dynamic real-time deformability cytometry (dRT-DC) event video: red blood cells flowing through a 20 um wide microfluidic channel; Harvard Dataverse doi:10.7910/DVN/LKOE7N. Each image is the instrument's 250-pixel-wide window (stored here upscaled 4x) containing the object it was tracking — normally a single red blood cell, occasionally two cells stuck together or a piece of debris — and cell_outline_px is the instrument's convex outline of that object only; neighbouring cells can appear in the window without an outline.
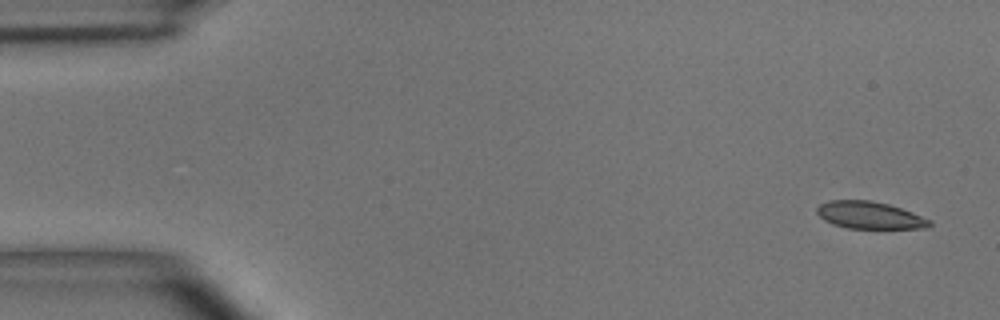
{"species": "common noctule bat (a hibernating species)", "species_latin": "Nyctalus noctula", "temperature_condition": "room temperature", "stored_images_in_passage": 5, "camera_frame_rate_fps": 3000, "um_per_image_px": 0.085, "animal": {"sex": "male", "body_mass_g": 15.6}, "frame": {"image": 1, "passage_image": 1, "time_ms": 0.0, "image_size_px": [1000, 320], "cell_outline_px": [[932, 224], [928, 228], [848, 228], [832, 224], [824, 220], [816, 212], [816, 208], [820, 204], [828, 200], [872, 200], [888, 204], [912, 212], [932, 220]], "centroid_in_image_um": [73.92, 18.29], "position_along_channel_um": 11.1, "area_um2": 17.92}}
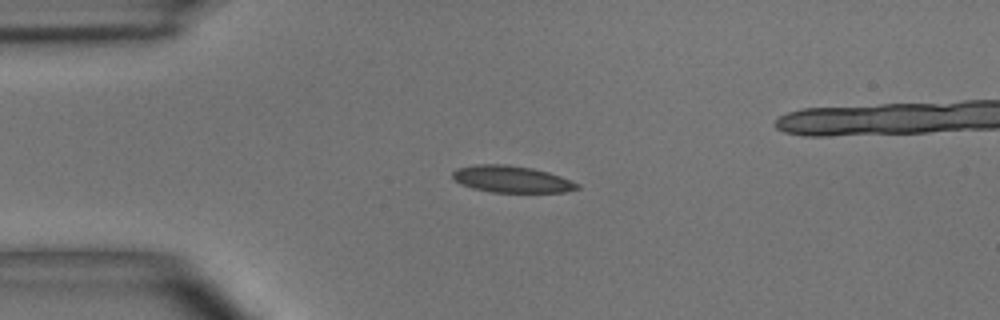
{"frame": {"image": 2, "passage_image": 3, "time_ms": 3.333, "image_size_px": [1000, 320], "cell_outline_px": [[580, 188], [564, 192], [492, 192], [472, 188], [460, 184], [452, 176], [452, 172], [456, 168], [476, 164], [504, 164], [532, 168], [548, 172], [560, 176], [580, 184]], "centroid_in_image_um": [43.47, 15.23], "position_along_channel_um": 41.5, "area_um2": 19.42}}